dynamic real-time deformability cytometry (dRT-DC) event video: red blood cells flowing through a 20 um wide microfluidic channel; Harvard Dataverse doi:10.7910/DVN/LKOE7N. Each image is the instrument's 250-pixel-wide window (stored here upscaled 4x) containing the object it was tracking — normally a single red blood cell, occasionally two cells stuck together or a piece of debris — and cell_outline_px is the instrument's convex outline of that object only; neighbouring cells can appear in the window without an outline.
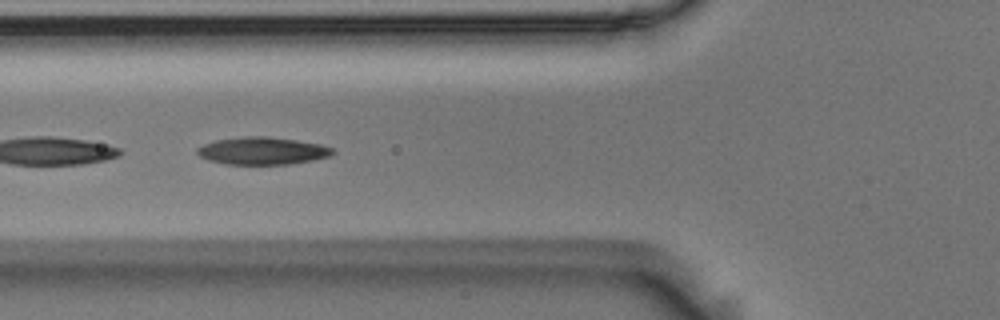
{"species": "Egyptian fruit bat (a non-hibernating species)", "species_latin": "Rousettus aegyptiacus", "temperature_condition": "room temperature", "stored_images_in_passage": 22, "camera_frame_rate_fps": 3000, "um_per_image_px": 0.085, "animal": {"sex": "male"}, "frame": {"image": 1, "passage_image": 20, "time_ms": 6.333, "image_size_px": [1000, 320], "cell_outline_px": [[336, 152], [332, 156], [312, 160], [288, 164], [224, 164], [208, 160], [200, 156], [196, 152], [196, 148], [204, 144], [216, 140], [244, 136], [268, 136], [296, 140], [320, 144], [332, 148]], "centroid_in_image_um": [22.3, 12.82], "position_along_channel_um": 103.5, "area_um2": 21.73}}